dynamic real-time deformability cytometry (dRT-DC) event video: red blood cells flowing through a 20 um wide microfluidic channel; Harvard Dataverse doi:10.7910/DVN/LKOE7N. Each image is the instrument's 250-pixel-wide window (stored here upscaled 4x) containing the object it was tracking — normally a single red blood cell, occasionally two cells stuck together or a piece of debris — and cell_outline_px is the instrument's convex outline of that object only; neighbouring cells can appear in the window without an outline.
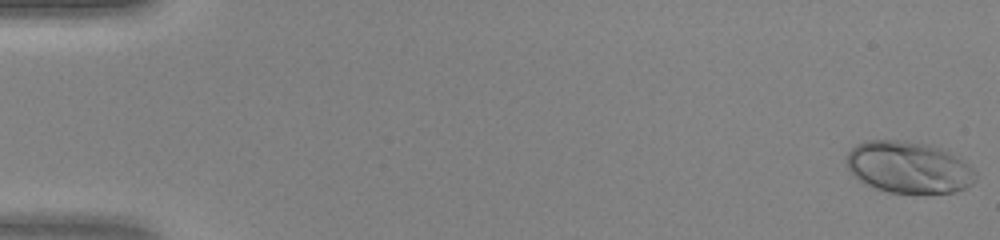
{"species": "human", "species_latin": "Homo sapiens", "temperature_condition": "warm", "stored_images_in_passage": 47, "camera_frame_rate_fps": 3000, "um_per_image_px": 0.085, "donor": {"sex": "female"}, "frame": {"image": 1, "passage_image": 1, "time_ms": 0.0, "image_size_px": [1000, 240], "cell_outline_px": [[976, 180], [972, 184], [964, 188], [952, 192], [888, 192], [864, 184], [848, 168], [848, 152], [856, 144], [864, 140], [908, 140], [932, 144], [944, 148], [964, 160], [976, 172]], "centroid_in_image_um": [77.27, 14.18], "position_along_channel_um": 7.7, "area_um2": 39.02}}
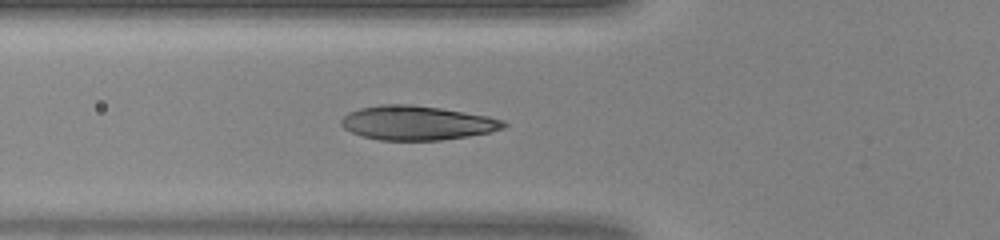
{"frame": {"image": 2, "passage_image": 18, "time_ms": 5.667, "image_size_px": [1000, 240], "cell_outline_px": [[508, 124], [504, 128], [492, 132], [468, 136], [440, 140], [380, 140], [364, 136], [352, 132], [344, 128], [340, 124], [340, 120], [348, 112], [360, 108], [380, 104], [412, 104], [440, 108], [488, 116], [504, 120]], "centroid_in_image_um": [35.46, 10.44], "position_along_channel_um": 90.3, "area_um2": 32.43}}
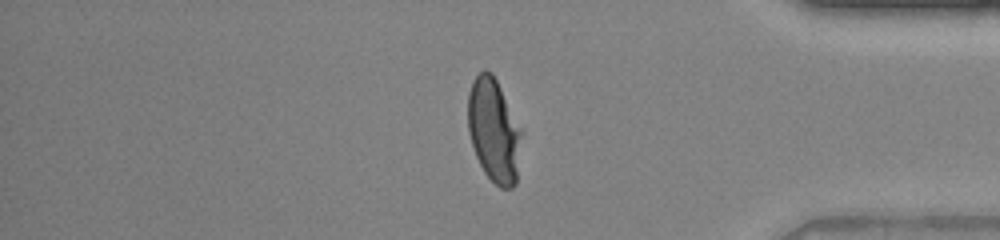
{"frame": {"image": 3, "passage_image": 40, "time_ms": 13.0, "image_size_px": [1000, 240], "cell_outline_px": [[524, 132], [516, 184], [512, 188], [500, 188], [484, 172], [476, 156], [468, 132], [468, 92], [472, 80], [484, 68], [492, 72]], "centroid_in_image_um": [42.0, 11.08], "position_along_channel_um": 393.2, "area_um2": 32.89}}